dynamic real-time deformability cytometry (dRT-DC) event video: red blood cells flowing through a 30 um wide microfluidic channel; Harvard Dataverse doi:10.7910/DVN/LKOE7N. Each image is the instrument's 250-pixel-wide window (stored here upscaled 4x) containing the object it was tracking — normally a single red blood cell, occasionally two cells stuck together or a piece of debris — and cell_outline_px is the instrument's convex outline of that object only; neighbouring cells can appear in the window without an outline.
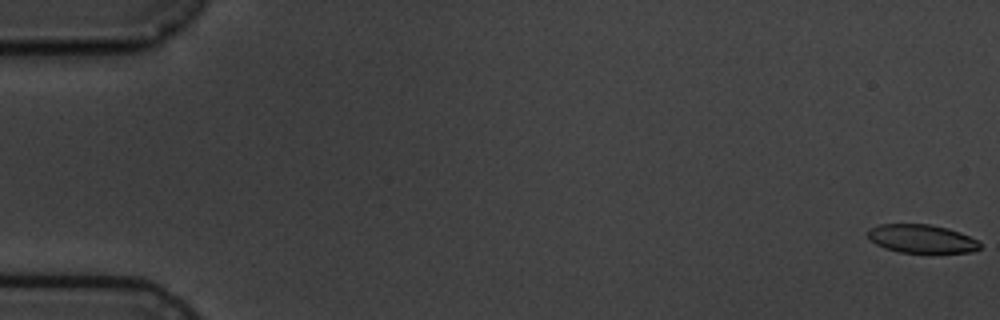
{"species": "common noctule bat (a hibernating species)", "species_latin": "Nyctalus noctula", "temperature_condition": "cold", "stored_images_in_passage": 7, "segment_of_instrument_passage": [1, 2], "camera_frame_rate_fps": 3000, "um_per_image_px": 0.085, "animal": {"sex": "male", "body_mass_g": 19.5, "forearm_length_mm": 54.6}, "frame": {"image": 1, "passage_image": 1, "time_ms": 0.0, "image_size_px": [1000, 320], "cell_outline_px": [[980, 248], [972, 252], [900, 252], [884, 248], [868, 240], [868, 228], [880, 224], [928, 224], [948, 228], [960, 232], [976, 240], [980, 244]], "centroid_in_image_um": [78.29, 20.28], "position_along_channel_um": 6.7, "area_um2": 18.5}}
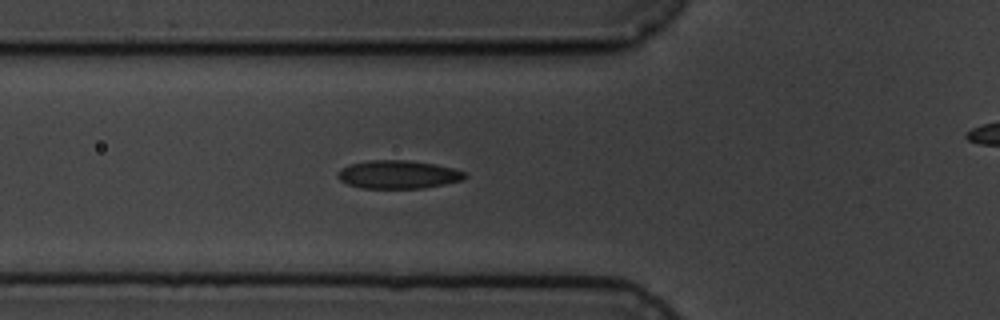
{"frame": {"image": 2, "passage_image": 6, "time_ms": 6.667, "image_size_px": [1000, 320], "cell_outline_px": [[468, 176], [464, 180], [424, 188], [360, 188], [348, 184], [340, 180], [336, 176], [336, 172], [340, 168], [348, 164], [368, 160], [408, 160], [432, 164], [452, 168], [464, 172]], "centroid_in_image_um": [33.79, 14.83], "position_along_channel_um": 92.0, "area_um2": 21.04}}